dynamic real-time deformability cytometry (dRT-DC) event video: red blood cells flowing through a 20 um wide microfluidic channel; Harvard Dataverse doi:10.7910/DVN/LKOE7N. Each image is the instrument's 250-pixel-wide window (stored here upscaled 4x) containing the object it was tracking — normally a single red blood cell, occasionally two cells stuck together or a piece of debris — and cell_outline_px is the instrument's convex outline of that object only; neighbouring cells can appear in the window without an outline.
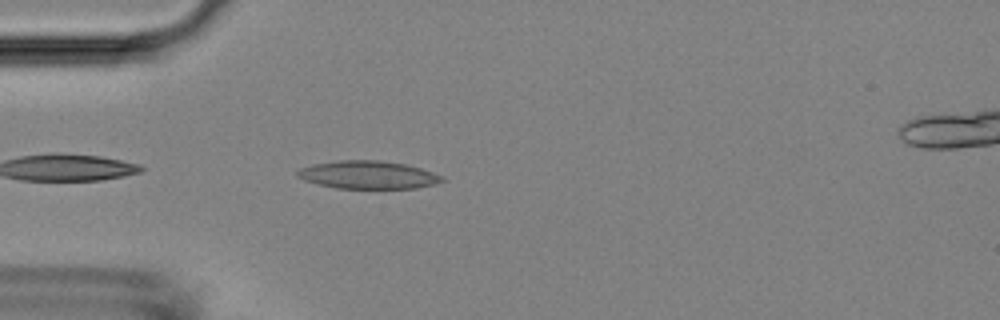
{"species": "Egyptian fruit bat (a non-hibernating species)", "species_latin": "Rousettus aegyptiacus", "temperature_condition": "room temperature", "stored_images_in_passage": 38, "camera_frame_rate_fps": 3000, "um_per_image_px": 0.085, "animal": {"sex": "female"}, "frame": {"image": 1, "passage_image": 2, "time_ms": 0.333, "image_size_px": [1000, 320], "cell_outline_px": [[444, 180], [436, 184], [416, 188], [336, 188], [304, 180], [296, 176], [296, 172], [300, 168], [316, 164], [340, 160], [380, 160], [404, 164], [420, 168], [444, 176]], "centroid_in_image_um": [31.3, 14.86], "position_along_channel_um": 53.7, "area_um2": 23.35}}
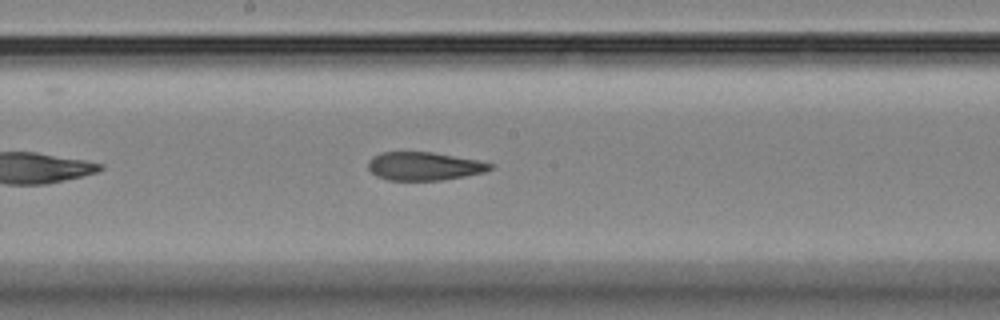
{"frame": {"image": 2, "passage_image": 15, "time_ms": 4.667, "image_size_px": [1000, 320], "cell_outline_px": [[496, 164], [492, 168], [484, 172], [444, 180], [388, 180], [376, 176], [368, 168], [368, 160], [372, 156], [380, 152], [432, 152], [480, 160]], "centroid_in_image_um": [36.06, 14.12], "position_along_channel_um": 212.1, "area_um2": 20.29}}
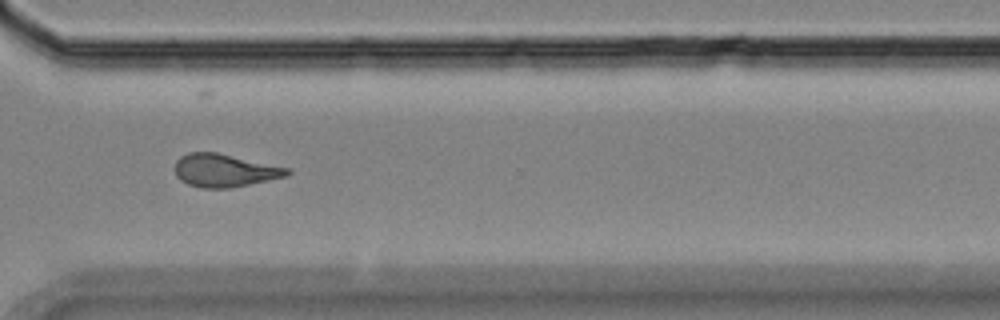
{"frame": {"image": 3, "passage_image": 26, "time_ms": 8.333, "image_size_px": [1000, 320], "cell_outline_px": [[292, 172], [288, 176], [228, 188], [200, 188], [188, 184], [180, 180], [176, 176], [176, 160], [180, 156], [188, 152], [216, 152], [292, 168]], "centroid_in_image_um": [19.11, 14.48], "position_along_channel_um": 351.5, "area_um2": 21.68}, "authors_computed_cell_mechanics": {"area_um2": 21.5594, "velocity_mm_per_s": 3.8079, "shape_relaxation_time_tau1_ms": null, "shape_relaxation_time_tau2_ms": 3.2162, "deformation_change_tau1": null, "deformation_change_tau2": 0.1128}}